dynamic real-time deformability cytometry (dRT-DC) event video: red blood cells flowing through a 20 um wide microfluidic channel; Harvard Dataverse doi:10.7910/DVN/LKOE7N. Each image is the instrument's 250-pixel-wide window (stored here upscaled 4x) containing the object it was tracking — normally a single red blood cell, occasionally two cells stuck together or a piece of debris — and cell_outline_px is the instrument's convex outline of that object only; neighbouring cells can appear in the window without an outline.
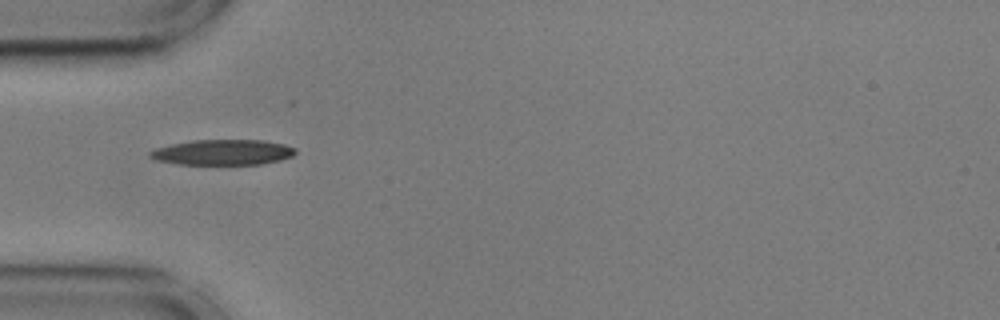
{"species": "common noctule bat (a hibernating species)", "species_latin": "Nyctalus noctula", "temperature_condition": "cold", "stored_images_in_passage": 17, "camera_frame_rate_fps": 3000, "um_per_image_px": 0.085, "animal": {"sex": "male", "body_mass_g": 17.9, "forearm_length_mm": 54.2}, "frame": {"image": 1, "passage_image": 1, "time_ms": 0.0, "image_size_px": [1000, 320], "cell_outline_px": [[296, 152], [292, 156], [280, 160], [260, 164], [180, 164], [156, 160], [148, 156], [148, 152], [156, 148], [172, 144], [192, 140], [264, 140], [284, 144], [296, 148]], "centroid_in_image_um": [18.94, 12.94], "position_along_channel_um": 66.1, "area_um2": 21.5}}